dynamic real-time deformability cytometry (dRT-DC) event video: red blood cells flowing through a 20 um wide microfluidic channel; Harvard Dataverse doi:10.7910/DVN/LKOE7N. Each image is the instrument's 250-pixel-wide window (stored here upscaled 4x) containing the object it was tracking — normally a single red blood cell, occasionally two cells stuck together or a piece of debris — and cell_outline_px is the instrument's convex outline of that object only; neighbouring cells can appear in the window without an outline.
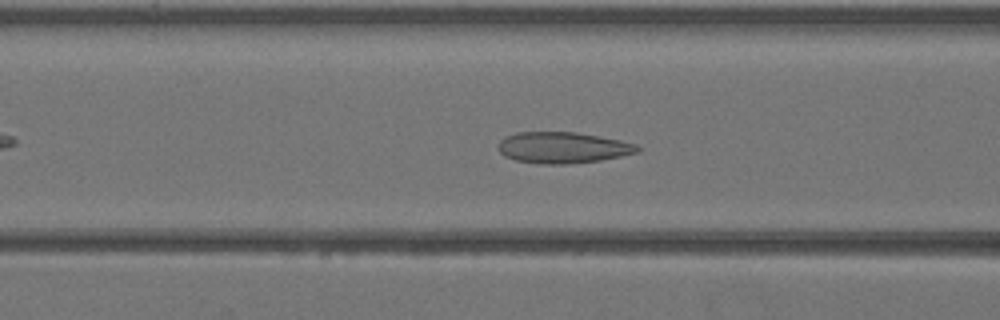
{"species": "Egyptian fruit bat (a non-hibernating species)", "species_latin": "Rousettus aegyptiacus", "temperature_condition": "warm", "stored_images_in_passage": 37, "camera_frame_rate_fps": 3000, "um_per_image_px": 0.085, "animal": {"sex": "female"}, "frame": {"image": 1, "passage_image": 13, "time_ms": 4.0, "image_size_px": [1000, 320], "cell_outline_px": [[640, 152], [600, 160], [568, 164], [544, 164], [516, 160], [504, 156], [496, 148], [500, 140], [504, 136], [516, 132], [576, 132], [600, 136], [620, 140], [636, 144], [640, 148]], "centroid_in_image_um": [47.81, 12.54], "position_along_channel_um": 118.8, "area_um2": 25.43}}
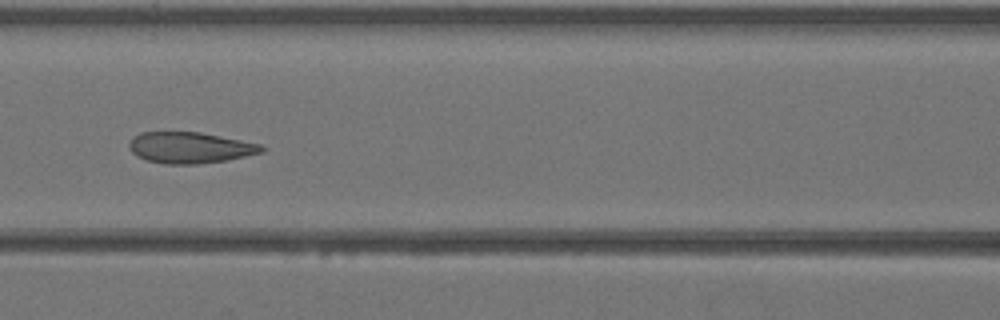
{"frame": {"image": 2, "passage_image": 15, "time_ms": 4.667, "image_size_px": [1000, 320], "cell_outline_px": [[268, 148], [264, 152], [228, 160], [196, 164], [164, 164], [148, 160], [136, 156], [128, 148], [128, 144], [132, 136], [140, 132], [200, 132], [260, 144]], "centroid_in_image_um": [16.14, 12.55], "position_along_channel_um": 150.5, "area_um2": 24.22}}